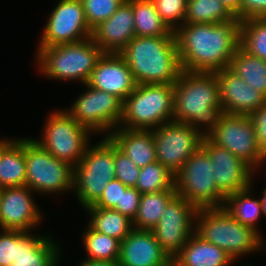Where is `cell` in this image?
Wrapping results in <instances>:
<instances>
[{
    "label": "cell",
    "mask_w": 266,
    "mask_h": 266,
    "mask_svg": "<svg viewBox=\"0 0 266 266\" xmlns=\"http://www.w3.org/2000/svg\"><path fill=\"white\" fill-rule=\"evenodd\" d=\"M174 33L183 71L215 73L229 67L240 47L241 21L184 23Z\"/></svg>",
    "instance_id": "6da1fadb"
},
{
    "label": "cell",
    "mask_w": 266,
    "mask_h": 266,
    "mask_svg": "<svg viewBox=\"0 0 266 266\" xmlns=\"http://www.w3.org/2000/svg\"><path fill=\"white\" fill-rule=\"evenodd\" d=\"M223 113L216 74L182 71L174 83L173 121L208 137Z\"/></svg>",
    "instance_id": "7a4b0ae2"
},
{
    "label": "cell",
    "mask_w": 266,
    "mask_h": 266,
    "mask_svg": "<svg viewBox=\"0 0 266 266\" xmlns=\"http://www.w3.org/2000/svg\"><path fill=\"white\" fill-rule=\"evenodd\" d=\"M119 54L137 84H174L183 71L175 36H135Z\"/></svg>",
    "instance_id": "3957f363"
},
{
    "label": "cell",
    "mask_w": 266,
    "mask_h": 266,
    "mask_svg": "<svg viewBox=\"0 0 266 266\" xmlns=\"http://www.w3.org/2000/svg\"><path fill=\"white\" fill-rule=\"evenodd\" d=\"M195 232L225 251L234 261L264 251V238L249 226L237 222L224 207L199 208Z\"/></svg>",
    "instance_id": "277c9868"
},
{
    "label": "cell",
    "mask_w": 266,
    "mask_h": 266,
    "mask_svg": "<svg viewBox=\"0 0 266 266\" xmlns=\"http://www.w3.org/2000/svg\"><path fill=\"white\" fill-rule=\"evenodd\" d=\"M35 55L39 73L46 78L79 81L86 84L104 52L88 39L51 47H37Z\"/></svg>",
    "instance_id": "5b68a950"
},
{
    "label": "cell",
    "mask_w": 266,
    "mask_h": 266,
    "mask_svg": "<svg viewBox=\"0 0 266 266\" xmlns=\"http://www.w3.org/2000/svg\"><path fill=\"white\" fill-rule=\"evenodd\" d=\"M174 84H137L123 101L119 127L152 130L173 121Z\"/></svg>",
    "instance_id": "8992f818"
},
{
    "label": "cell",
    "mask_w": 266,
    "mask_h": 266,
    "mask_svg": "<svg viewBox=\"0 0 266 266\" xmlns=\"http://www.w3.org/2000/svg\"><path fill=\"white\" fill-rule=\"evenodd\" d=\"M115 179L114 142L105 136L95 145H88L85 155L73 168V192L85 209L102 195Z\"/></svg>",
    "instance_id": "52a82bcc"
},
{
    "label": "cell",
    "mask_w": 266,
    "mask_h": 266,
    "mask_svg": "<svg viewBox=\"0 0 266 266\" xmlns=\"http://www.w3.org/2000/svg\"><path fill=\"white\" fill-rule=\"evenodd\" d=\"M45 120L42 137L36 139L34 136L33 140L52 156L74 168L91 144L92 132L80 125L65 109L51 112Z\"/></svg>",
    "instance_id": "ba28073f"
},
{
    "label": "cell",
    "mask_w": 266,
    "mask_h": 266,
    "mask_svg": "<svg viewBox=\"0 0 266 266\" xmlns=\"http://www.w3.org/2000/svg\"><path fill=\"white\" fill-rule=\"evenodd\" d=\"M25 149V185L34 193L46 196L73 192V167L58 160L33 138L23 137Z\"/></svg>",
    "instance_id": "9c48e42d"
},
{
    "label": "cell",
    "mask_w": 266,
    "mask_h": 266,
    "mask_svg": "<svg viewBox=\"0 0 266 266\" xmlns=\"http://www.w3.org/2000/svg\"><path fill=\"white\" fill-rule=\"evenodd\" d=\"M207 152L200 147L175 174L176 193L199 208L223 207L225 196L217 189Z\"/></svg>",
    "instance_id": "30bf717a"
},
{
    "label": "cell",
    "mask_w": 266,
    "mask_h": 266,
    "mask_svg": "<svg viewBox=\"0 0 266 266\" xmlns=\"http://www.w3.org/2000/svg\"><path fill=\"white\" fill-rule=\"evenodd\" d=\"M208 138L244 161L254 171H261L266 155L255 137V129L248 115L223 113ZM260 169V170H259Z\"/></svg>",
    "instance_id": "8fae6325"
},
{
    "label": "cell",
    "mask_w": 266,
    "mask_h": 266,
    "mask_svg": "<svg viewBox=\"0 0 266 266\" xmlns=\"http://www.w3.org/2000/svg\"><path fill=\"white\" fill-rule=\"evenodd\" d=\"M84 85L86 90L66 111L93 135L96 132L109 136L121 123L123 102L108 92Z\"/></svg>",
    "instance_id": "7c38bea8"
},
{
    "label": "cell",
    "mask_w": 266,
    "mask_h": 266,
    "mask_svg": "<svg viewBox=\"0 0 266 266\" xmlns=\"http://www.w3.org/2000/svg\"><path fill=\"white\" fill-rule=\"evenodd\" d=\"M156 159L174 175L202 144L203 136L187 123L171 121L152 129Z\"/></svg>",
    "instance_id": "4fadbf2b"
},
{
    "label": "cell",
    "mask_w": 266,
    "mask_h": 266,
    "mask_svg": "<svg viewBox=\"0 0 266 266\" xmlns=\"http://www.w3.org/2000/svg\"><path fill=\"white\" fill-rule=\"evenodd\" d=\"M198 208L176 194L151 230L162 249L173 259L195 232Z\"/></svg>",
    "instance_id": "5bb4252c"
},
{
    "label": "cell",
    "mask_w": 266,
    "mask_h": 266,
    "mask_svg": "<svg viewBox=\"0 0 266 266\" xmlns=\"http://www.w3.org/2000/svg\"><path fill=\"white\" fill-rule=\"evenodd\" d=\"M49 14L37 47L74 43L91 37L82 0H60Z\"/></svg>",
    "instance_id": "9a60e30c"
},
{
    "label": "cell",
    "mask_w": 266,
    "mask_h": 266,
    "mask_svg": "<svg viewBox=\"0 0 266 266\" xmlns=\"http://www.w3.org/2000/svg\"><path fill=\"white\" fill-rule=\"evenodd\" d=\"M33 193L26 185L0 190V230L27 232L42 223L44 213L35 203Z\"/></svg>",
    "instance_id": "2e32d148"
},
{
    "label": "cell",
    "mask_w": 266,
    "mask_h": 266,
    "mask_svg": "<svg viewBox=\"0 0 266 266\" xmlns=\"http://www.w3.org/2000/svg\"><path fill=\"white\" fill-rule=\"evenodd\" d=\"M201 147L211 159L217 189L225 197L250 187L256 173L244 161L208 137L203 138Z\"/></svg>",
    "instance_id": "e0dca14e"
},
{
    "label": "cell",
    "mask_w": 266,
    "mask_h": 266,
    "mask_svg": "<svg viewBox=\"0 0 266 266\" xmlns=\"http://www.w3.org/2000/svg\"><path fill=\"white\" fill-rule=\"evenodd\" d=\"M87 84L97 90L116 96L122 102L137 85L125 59L117 53H104L102 55Z\"/></svg>",
    "instance_id": "ac0fdd59"
},
{
    "label": "cell",
    "mask_w": 266,
    "mask_h": 266,
    "mask_svg": "<svg viewBox=\"0 0 266 266\" xmlns=\"http://www.w3.org/2000/svg\"><path fill=\"white\" fill-rule=\"evenodd\" d=\"M215 74L224 113L249 116L266 102V97L261 92L250 87L228 67Z\"/></svg>",
    "instance_id": "d6986e66"
},
{
    "label": "cell",
    "mask_w": 266,
    "mask_h": 266,
    "mask_svg": "<svg viewBox=\"0 0 266 266\" xmlns=\"http://www.w3.org/2000/svg\"><path fill=\"white\" fill-rule=\"evenodd\" d=\"M135 37L133 0H125L116 12L92 30L91 38L104 53L119 54Z\"/></svg>",
    "instance_id": "ffe728a7"
},
{
    "label": "cell",
    "mask_w": 266,
    "mask_h": 266,
    "mask_svg": "<svg viewBox=\"0 0 266 266\" xmlns=\"http://www.w3.org/2000/svg\"><path fill=\"white\" fill-rule=\"evenodd\" d=\"M171 262L151 230L133 229L121 241L119 266H168Z\"/></svg>",
    "instance_id": "44dd1931"
},
{
    "label": "cell",
    "mask_w": 266,
    "mask_h": 266,
    "mask_svg": "<svg viewBox=\"0 0 266 266\" xmlns=\"http://www.w3.org/2000/svg\"><path fill=\"white\" fill-rule=\"evenodd\" d=\"M60 249L49 235L17 230L16 259L9 266H59Z\"/></svg>",
    "instance_id": "7402d4cb"
},
{
    "label": "cell",
    "mask_w": 266,
    "mask_h": 266,
    "mask_svg": "<svg viewBox=\"0 0 266 266\" xmlns=\"http://www.w3.org/2000/svg\"><path fill=\"white\" fill-rule=\"evenodd\" d=\"M109 137L139 168L157 161L152 130L118 127Z\"/></svg>",
    "instance_id": "603a6c76"
},
{
    "label": "cell",
    "mask_w": 266,
    "mask_h": 266,
    "mask_svg": "<svg viewBox=\"0 0 266 266\" xmlns=\"http://www.w3.org/2000/svg\"><path fill=\"white\" fill-rule=\"evenodd\" d=\"M172 262L176 266H230L235 261L221 248L194 232Z\"/></svg>",
    "instance_id": "cb8c5ba5"
},
{
    "label": "cell",
    "mask_w": 266,
    "mask_h": 266,
    "mask_svg": "<svg viewBox=\"0 0 266 266\" xmlns=\"http://www.w3.org/2000/svg\"><path fill=\"white\" fill-rule=\"evenodd\" d=\"M23 137L12 139L0 152V189L25 186Z\"/></svg>",
    "instance_id": "d4e9b609"
},
{
    "label": "cell",
    "mask_w": 266,
    "mask_h": 266,
    "mask_svg": "<svg viewBox=\"0 0 266 266\" xmlns=\"http://www.w3.org/2000/svg\"><path fill=\"white\" fill-rule=\"evenodd\" d=\"M253 185L252 180L249 188L228 195L225 198L223 207L237 222L251 227L265 238L257 227L258 220H260L261 217L263 218V213L260 199L253 197Z\"/></svg>",
    "instance_id": "484cf974"
},
{
    "label": "cell",
    "mask_w": 266,
    "mask_h": 266,
    "mask_svg": "<svg viewBox=\"0 0 266 266\" xmlns=\"http://www.w3.org/2000/svg\"><path fill=\"white\" fill-rule=\"evenodd\" d=\"M250 87L266 97V61L253 56L241 46L235 52L228 67Z\"/></svg>",
    "instance_id": "4316f807"
},
{
    "label": "cell",
    "mask_w": 266,
    "mask_h": 266,
    "mask_svg": "<svg viewBox=\"0 0 266 266\" xmlns=\"http://www.w3.org/2000/svg\"><path fill=\"white\" fill-rule=\"evenodd\" d=\"M176 194V189L142 194L137 214L132 221L133 228L152 230L161 219L168 202Z\"/></svg>",
    "instance_id": "83f0119b"
},
{
    "label": "cell",
    "mask_w": 266,
    "mask_h": 266,
    "mask_svg": "<svg viewBox=\"0 0 266 266\" xmlns=\"http://www.w3.org/2000/svg\"><path fill=\"white\" fill-rule=\"evenodd\" d=\"M90 219L88 224L96 232L122 241L134 228L132 220L113 209L86 207Z\"/></svg>",
    "instance_id": "f1b7e54d"
},
{
    "label": "cell",
    "mask_w": 266,
    "mask_h": 266,
    "mask_svg": "<svg viewBox=\"0 0 266 266\" xmlns=\"http://www.w3.org/2000/svg\"><path fill=\"white\" fill-rule=\"evenodd\" d=\"M133 14L135 36H175L159 16L152 0H133Z\"/></svg>",
    "instance_id": "f546056e"
},
{
    "label": "cell",
    "mask_w": 266,
    "mask_h": 266,
    "mask_svg": "<svg viewBox=\"0 0 266 266\" xmlns=\"http://www.w3.org/2000/svg\"><path fill=\"white\" fill-rule=\"evenodd\" d=\"M82 243L87 257L84 259L94 261L118 262L120 256L121 241L96 232L89 225L82 235Z\"/></svg>",
    "instance_id": "4dcf8cb0"
},
{
    "label": "cell",
    "mask_w": 266,
    "mask_h": 266,
    "mask_svg": "<svg viewBox=\"0 0 266 266\" xmlns=\"http://www.w3.org/2000/svg\"><path fill=\"white\" fill-rule=\"evenodd\" d=\"M238 21L220 0H187L184 23H226Z\"/></svg>",
    "instance_id": "1f68e13d"
},
{
    "label": "cell",
    "mask_w": 266,
    "mask_h": 266,
    "mask_svg": "<svg viewBox=\"0 0 266 266\" xmlns=\"http://www.w3.org/2000/svg\"><path fill=\"white\" fill-rule=\"evenodd\" d=\"M135 188L141 194L175 189V175L160 162L155 161L140 168Z\"/></svg>",
    "instance_id": "d6a6232c"
},
{
    "label": "cell",
    "mask_w": 266,
    "mask_h": 266,
    "mask_svg": "<svg viewBox=\"0 0 266 266\" xmlns=\"http://www.w3.org/2000/svg\"><path fill=\"white\" fill-rule=\"evenodd\" d=\"M240 46L249 54L266 61V17L241 21Z\"/></svg>",
    "instance_id": "836d02e7"
},
{
    "label": "cell",
    "mask_w": 266,
    "mask_h": 266,
    "mask_svg": "<svg viewBox=\"0 0 266 266\" xmlns=\"http://www.w3.org/2000/svg\"><path fill=\"white\" fill-rule=\"evenodd\" d=\"M125 0H82L86 20L91 30L109 19Z\"/></svg>",
    "instance_id": "e575fe53"
},
{
    "label": "cell",
    "mask_w": 266,
    "mask_h": 266,
    "mask_svg": "<svg viewBox=\"0 0 266 266\" xmlns=\"http://www.w3.org/2000/svg\"><path fill=\"white\" fill-rule=\"evenodd\" d=\"M152 1L159 16L173 32L184 24L187 0Z\"/></svg>",
    "instance_id": "d590c367"
},
{
    "label": "cell",
    "mask_w": 266,
    "mask_h": 266,
    "mask_svg": "<svg viewBox=\"0 0 266 266\" xmlns=\"http://www.w3.org/2000/svg\"><path fill=\"white\" fill-rule=\"evenodd\" d=\"M115 178L127 187H135L140 168L114 143Z\"/></svg>",
    "instance_id": "8d00e7d4"
},
{
    "label": "cell",
    "mask_w": 266,
    "mask_h": 266,
    "mask_svg": "<svg viewBox=\"0 0 266 266\" xmlns=\"http://www.w3.org/2000/svg\"><path fill=\"white\" fill-rule=\"evenodd\" d=\"M127 186L118 179H112L100 198L91 206L105 209H113L116 205H120V198L122 193L125 192Z\"/></svg>",
    "instance_id": "74e56055"
},
{
    "label": "cell",
    "mask_w": 266,
    "mask_h": 266,
    "mask_svg": "<svg viewBox=\"0 0 266 266\" xmlns=\"http://www.w3.org/2000/svg\"><path fill=\"white\" fill-rule=\"evenodd\" d=\"M17 230H3L0 232V266H9L16 259Z\"/></svg>",
    "instance_id": "f35d334b"
},
{
    "label": "cell",
    "mask_w": 266,
    "mask_h": 266,
    "mask_svg": "<svg viewBox=\"0 0 266 266\" xmlns=\"http://www.w3.org/2000/svg\"><path fill=\"white\" fill-rule=\"evenodd\" d=\"M141 196L142 194L135 187H127L120 198V205H116L113 210L133 221L138 211Z\"/></svg>",
    "instance_id": "ab89813d"
},
{
    "label": "cell",
    "mask_w": 266,
    "mask_h": 266,
    "mask_svg": "<svg viewBox=\"0 0 266 266\" xmlns=\"http://www.w3.org/2000/svg\"><path fill=\"white\" fill-rule=\"evenodd\" d=\"M254 129L257 144L266 155V102L249 115Z\"/></svg>",
    "instance_id": "60d3db41"
},
{
    "label": "cell",
    "mask_w": 266,
    "mask_h": 266,
    "mask_svg": "<svg viewBox=\"0 0 266 266\" xmlns=\"http://www.w3.org/2000/svg\"><path fill=\"white\" fill-rule=\"evenodd\" d=\"M266 17V0H242L241 21Z\"/></svg>",
    "instance_id": "b9f144b4"
},
{
    "label": "cell",
    "mask_w": 266,
    "mask_h": 266,
    "mask_svg": "<svg viewBox=\"0 0 266 266\" xmlns=\"http://www.w3.org/2000/svg\"><path fill=\"white\" fill-rule=\"evenodd\" d=\"M220 1L238 21H241L242 0H220Z\"/></svg>",
    "instance_id": "7bdbcfd3"
},
{
    "label": "cell",
    "mask_w": 266,
    "mask_h": 266,
    "mask_svg": "<svg viewBox=\"0 0 266 266\" xmlns=\"http://www.w3.org/2000/svg\"><path fill=\"white\" fill-rule=\"evenodd\" d=\"M78 266H119L118 262H107V261H94L89 259L81 260Z\"/></svg>",
    "instance_id": "ee69618b"
},
{
    "label": "cell",
    "mask_w": 266,
    "mask_h": 266,
    "mask_svg": "<svg viewBox=\"0 0 266 266\" xmlns=\"http://www.w3.org/2000/svg\"><path fill=\"white\" fill-rule=\"evenodd\" d=\"M262 196L259 197L260 202H261V206H262V213H263V217L266 218V187H264V189L261 192Z\"/></svg>",
    "instance_id": "f6af8a7d"
},
{
    "label": "cell",
    "mask_w": 266,
    "mask_h": 266,
    "mask_svg": "<svg viewBox=\"0 0 266 266\" xmlns=\"http://www.w3.org/2000/svg\"><path fill=\"white\" fill-rule=\"evenodd\" d=\"M13 138H1L0 139V152L2 151V149L12 140Z\"/></svg>",
    "instance_id": "bcb514c9"
},
{
    "label": "cell",
    "mask_w": 266,
    "mask_h": 266,
    "mask_svg": "<svg viewBox=\"0 0 266 266\" xmlns=\"http://www.w3.org/2000/svg\"><path fill=\"white\" fill-rule=\"evenodd\" d=\"M168 266H176L173 262H171Z\"/></svg>",
    "instance_id": "7dc6e473"
}]
</instances>
